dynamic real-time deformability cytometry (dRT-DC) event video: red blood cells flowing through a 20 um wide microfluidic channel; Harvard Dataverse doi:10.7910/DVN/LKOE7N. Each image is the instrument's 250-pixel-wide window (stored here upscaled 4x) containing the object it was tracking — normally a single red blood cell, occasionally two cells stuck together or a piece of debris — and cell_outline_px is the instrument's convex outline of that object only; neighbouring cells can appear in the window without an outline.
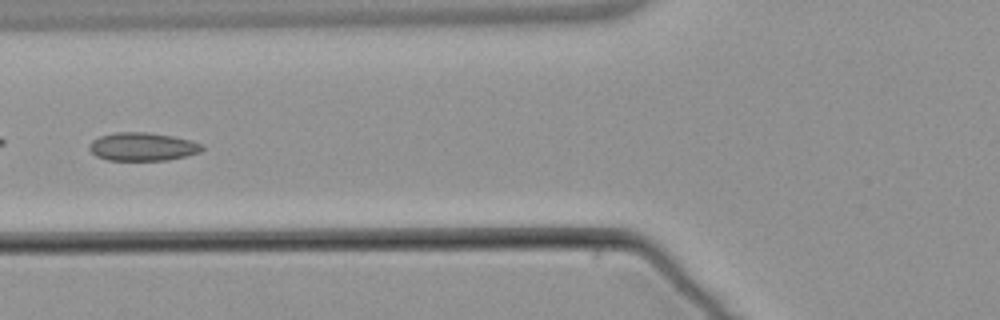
{"species": "common noctule bat (a hibernating species)", "species_latin": "Nyctalus noctula", "temperature_condition": "warm", "stored_images_in_passage": 6, "camera_frame_rate_fps": 3000, "um_per_image_px": 0.085, "animal": {"sex": "male", "body_mass_g": 21.5, "forearm_length_mm": 52.0}, "frame": {"image": 1, "passage_image": 6, "time_ms": 6.0, "image_size_px": [1000, 320], "cell_outline_px": [[204, 148], [200, 152], [168, 160], [108, 160], [96, 156], [88, 148], [88, 144], [92, 140], [100, 136], [116, 132], [148, 132], [172, 136], [188, 140], [200, 144]], "centroid_in_image_um": [12.06, 12.47], "position_along_channel_um": 113.7, "area_um2": 18.44}}